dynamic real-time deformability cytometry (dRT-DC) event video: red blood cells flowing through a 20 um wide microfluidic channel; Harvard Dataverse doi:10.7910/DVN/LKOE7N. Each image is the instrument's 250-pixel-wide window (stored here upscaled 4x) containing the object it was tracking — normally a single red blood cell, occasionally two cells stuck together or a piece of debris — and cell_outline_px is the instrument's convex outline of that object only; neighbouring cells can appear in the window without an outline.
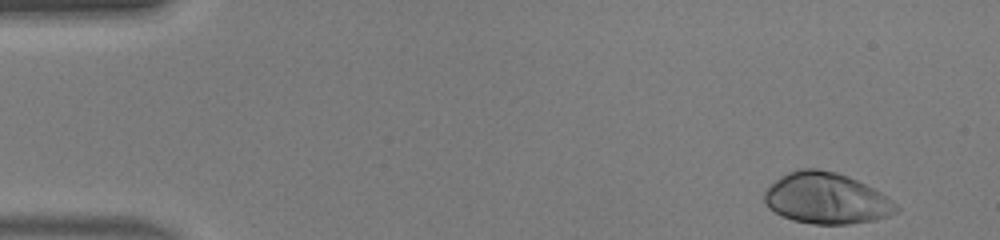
{"species": "human", "species_latin": "Homo sapiens", "temperature_condition": "warm", "stored_images_in_passage": 26, "camera_frame_rate_fps": 3000, "um_per_image_px": 0.085, "donor": {"sex": "male"}, "frame": {"image": 1, "passage_image": 1, "time_ms": 0.0, "image_size_px": [1000, 240], "cell_outline_px": [[900, 208], [896, 212], [888, 216], [876, 220], [848, 224], [812, 224], [792, 220], [780, 216], [768, 208], [764, 200], [764, 192], [780, 176], [788, 172], [800, 168], [816, 168], [836, 172], [848, 176], [880, 192], [896, 204]], "centroid_in_image_um": [70.21, 16.87], "position_along_channel_um": 14.8, "area_um2": 39.25}}
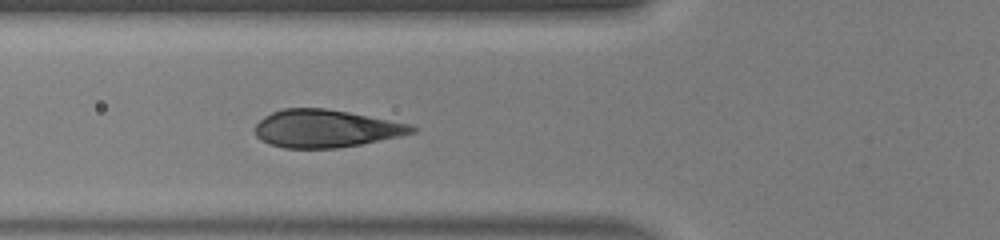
{"frame": {"image": 2, "passage_image": 15, "time_ms": 4.667, "image_size_px": [1000, 240], "cell_outline_px": [[420, 128], [416, 132], [400, 136], [360, 144], [336, 148], [284, 148], [260, 140], [256, 136], [252, 128], [264, 116], [272, 112], [284, 108], [324, 108], [348, 112], [412, 124]], "centroid_in_image_um": [27.69, 10.92], "position_along_channel_um": 98.1, "area_um2": 34.56}}
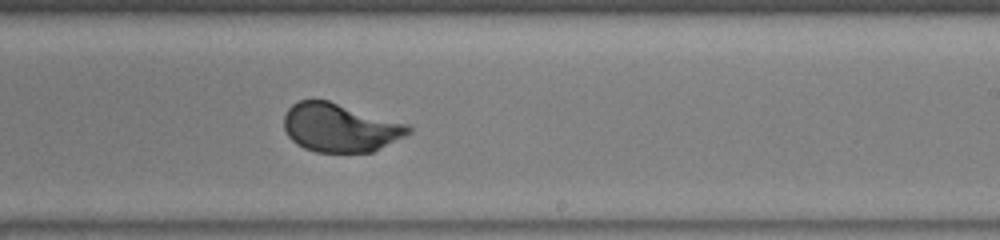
{"frame": {"image": 3, "passage_image": 26, "time_ms": 8.333, "image_size_px": [1000, 240], "cell_outline_px": [[412, 132], [372, 152], [316, 152], [304, 148], [296, 144], [288, 136], [284, 128], [284, 116], [288, 108], [292, 104], [300, 100], [328, 100], [408, 124], [412, 128]], "centroid_in_image_um": [28.88, 10.85], "position_along_channel_um": 260.1, "area_um2": 35.08}}